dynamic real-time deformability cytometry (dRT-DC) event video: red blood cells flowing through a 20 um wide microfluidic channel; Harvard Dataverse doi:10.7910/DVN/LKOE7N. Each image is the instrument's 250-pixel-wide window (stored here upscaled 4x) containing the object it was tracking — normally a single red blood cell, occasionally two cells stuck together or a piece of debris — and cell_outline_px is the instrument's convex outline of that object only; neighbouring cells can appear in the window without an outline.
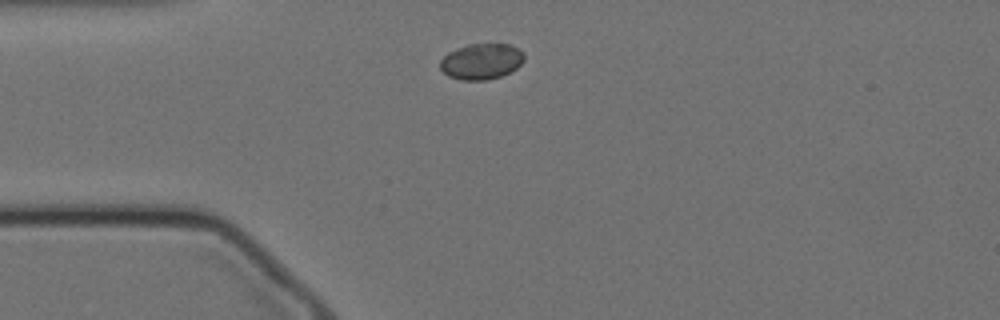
{"species": "Egyptian fruit bat (a non-hibernating species)", "species_latin": "Rousettus aegyptiacus", "temperature_condition": "cold", "stored_images_in_passage": 45, "camera_frame_rate_fps": 3000, "um_per_image_px": 0.085, "animal": {"sex": "female"}, "frame": {"image": 1, "passage_image": 1, "time_ms": 0.0, "image_size_px": [1000, 320], "cell_outline_px": [[524, 60], [516, 68], [500, 76], [484, 80], [460, 80], [448, 76], [440, 68], [440, 60], [448, 52], [456, 48], [468, 44], [508, 44], [524, 52]], "centroid_in_image_um": [40.89, 5.21], "position_along_channel_um": 44.1, "area_um2": 17.46}}
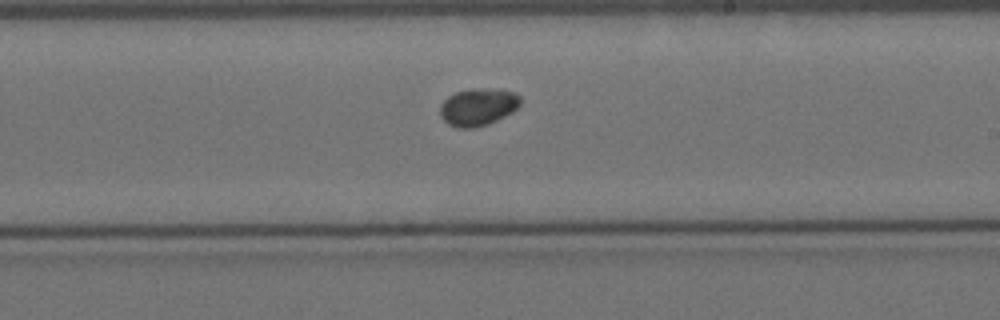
{"frame": {"image": 2, "passage_image": 20, "time_ms": 6.333, "image_size_px": [1000, 320], "cell_outline_px": [[520, 104], [512, 112], [488, 124], [472, 128], [456, 128], [448, 124], [440, 116], [440, 104], [448, 96], [456, 92], [484, 88], [500, 88], [516, 92], [520, 96]], "centroid_in_image_um": [40.64, 9.08], "position_along_channel_um": 248.4, "area_um2": 17.57}}
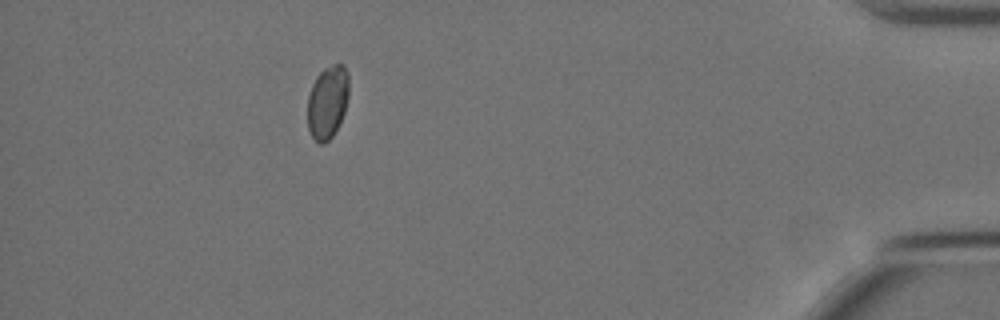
{"frame": {"image": 3, "passage_image": 39, "time_ms": 12.667, "image_size_px": [1000, 320], "cell_outline_px": [[348, 96], [344, 112], [332, 136], [324, 144], [320, 144], [312, 136], [308, 128], [308, 96], [312, 84], [316, 76], [324, 68], [332, 64], [344, 64], [348, 72]], "centroid_in_image_um": [27.84, 8.64], "position_along_channel_um": 407.4, "area_um2": 17.51}}